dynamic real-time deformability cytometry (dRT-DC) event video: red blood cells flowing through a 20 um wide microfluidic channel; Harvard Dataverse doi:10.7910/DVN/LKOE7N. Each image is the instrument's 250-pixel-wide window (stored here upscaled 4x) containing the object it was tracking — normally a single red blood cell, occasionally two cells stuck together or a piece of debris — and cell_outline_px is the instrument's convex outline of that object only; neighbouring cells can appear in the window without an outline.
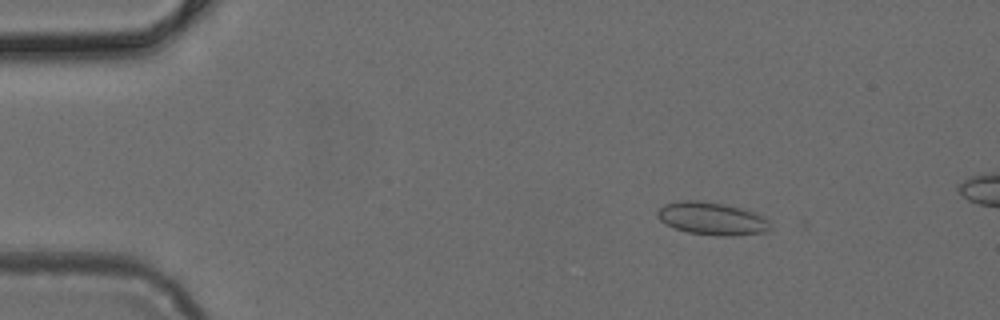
{"species": "common noctule bat (a hibernating species)", "species_latin": "Nyctalus noctula", "temperature_condition": "cold", "stored_images_in_passage": 5, "camera_frame_rate_fps": 3000, "um_per_image_px": 0.085, "animal": {"sex": "female", "body_mass_g": 24.6, "forearm_length_mm": 56.2}, "frame": {"image": 1, "passage_image": 3, "time_ms": 0.667, "image_size_px": [1000, 320], "cell_outline_px": [[772, 228], [768, 232], [732, 236], [720, 236], [688, 232], [676, 228], [660, 220], [656, 216], [656, 212], [664, 204], [680, 200], [696, 200], [724, 204], [744, 208], [764, 216], [768, 220]], "centroid_in_image_um": [60.56, 18.57], "position_along_channel_um": 24.4, "area_um2": 21.68}}